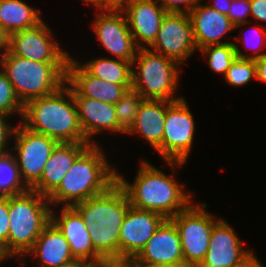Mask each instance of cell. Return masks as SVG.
I'll return each mask as SVG.
<instances>
[{
	"instance_id": "6",
	"label": "cell",
	"mask_w": 266,
	"mask_h": 267,
	"mask_svg": "<svg viewBox=\"0 0 266 267\" xmlns=\"http://www.w3.org/2000/svg\"><path fill=\"white\" fill-rule=\"evenodd\" d=\"M180 66L177 61L149 48H138L132 61L131 89L144 99L181 100L183 97L174 95L179 85Z\"/></svg>"
},
{
	"instance_id": "19",
	"label": "cell",
	"mask_w": 266,
	"mask_h": 267,
	"mask_svg": "<svg viewBox=\"0 0 266 267\" xmlns=\"http://www.w3.org/2000/svg\"><path fill=\"white\" fill-rule=\"evenodd\" d=\"M78 120L86 141L98 144L93 136L109 131L126 134L117 124L115 104H109L86 96H73ZM92 139V140H91Z\"/></svg>"
},
{
	"instance_id": "33",
	"label": "cell",
	"mask_w": 266,
	"mask_h": 267,
	"mask_svg": "<svg viewBox=\"0 0 266 267\" xmlns=\"http://www.w3.org/2000/svg\"><path fill=\"white\" fill-rule=\"evenodd\" d=\"M0 112L9 116L20 114L22 117L23 104L17 97L12 83L0 68Z\"/></svg>"
},
{
	"instance_id": "41",
	"label": "cell",
	"mask_w": 266,
	"mask_h": 267,
	"mask_svg": "<svg viewBox=\"0 0 266 267\" xmlns=\"http://www.w3.org/2000/svg\"><path fill=\"white\" fill-rule=\"evenodd\" d=\"M212 3L208 4L215 10H218L220 13L225 15L228 14L232 0H210Z\"/></svg>"
},
{
	"instance_id": "1",
	"label": "cell",
	"mask_w": 266,
	"mask_h": 267,
	"mask_svg": "<svg viewBox=\"0 0 266 267\" xmlns=\"http://www.w3.org/2000/svg\"><path fill=\"white\" fill-rule=\"evenodd\" d=\"M135 179L128 182L116 171V181L125 191L131 206L161 214L170 219L185 210L192 202V193L184 191L174 174L167 175L150 162L141 159Z\"/></svg>"
},
{
	"instance_id": "38",
	"label": "cell",
	"mask_w": 266,
	"mask_h": 267,
	"mask_svg": "<svg viewBox=\"0 0 266 267\" xmlns=\"http://www.w3.org/2000/svg\"><path fill=\"white\" fill-rule=\"evenodd\" d=\"M250 16L259 22H266V0H250Z\"/></svg>"
},
{
	"instance_id": "16",
	"label": "cell",
	"mask_w": 266,
	"mask_h": 267,
	"mask_svg": "<svg viewBox=\"0 0 266 267\" xmlns=\"http://www.w3.org/2000/svg\"><path fill=\"white\" fill-rule=\"evenodd\" d=\"M165 218L130 206L120 229L119 258H135Z\"/></svg>"
},
{
	"instance_id": "22",
	"label": "cell",
	"mask_w": 266,
	"mask_h": 267,
	"mask_svg": "<svg viewBox=\"0 0 266 267\" xmlns=\"http://www.w3.org/2000/svg\"><path fill=\"white\" fill-rule=\"evenodd\" d=\"M89 143H60L45 164L40 181L32 188L48 197L61 183L74 161L90 146Z\"/></svg>"
},
{
	"instance_id": "32",
	"label": "cell",
	"mask_w": 266,
	"mask_h": 267,
	"mask_svg": "<svg viewBox=\"0 0 266 267\" xmlns=\"http://www.w3.org/2000/svg\"><path fill=\"white\" fill-rule=\"evenodd\" d=\"M251 28H252V31L255 32V33H253L254 35H252L250 32V34L252 35L251 37H250V34H249V37H248V35L244 34L245 38H241L240 35H239V37L235 36L234 38H235V40L237 39V41H239V42L242 41L243 44L246 45L247 47H249L250 49H255V52H253L251 54H244V53H242V50H240L239 45H237L235 42H233L236 56L238 58L256 60V59H259V58L266 55V52L259 53L260 49H263L266 47V25L265 26H263L261 24L258 26L255 25ZM253 36H254V38H253Z\"/></svg>"
},
{
	"instance_id": "47",
	"label": "cell",
	"mask_w": 266,
	"mask_h": 267,
	"mask_svg": "<svg viewBox=\"0 0 266 267\" xmlns=\"http://www.w3.org/2000/svg\"><path fill=\"white\" fill-rule=\"evenodd\" d=\"M87 5L91 4L94 7L96 6L97 9H105L108 8L102 0H83Z\"/></svg>"
},
{
	"instance_id": "20",
	"label": "cell",
	"mask_w": 266,
	"mask_h": 267,
	"mask_svg": "<svg viewBox=\"0 0 266 267\" xmlns=\"http://www.w3.org/2000/svg\"><path fill=\"white\" fill-rule=\"evenodd\" d=\"M55 210L56 209L52 207L51 221L58 227L65 239L69 242L73 257L84 260L101 258L94 249L90 233L80 213L74 207L62 206L59 213H55Z\"/></svg>"
},
{
	"instance_id": "7",
	"label": "cell",
	"mask_w": 266,
	"mask_h": 267,
	"mask_svg": "<svg viewBox=\"0 0 266 267\" xmlns=\"http://www.w3.org/2000/svg\"><path fill=\"white\" fill-rule=\"evenodd\" d=\"M162 145L156 150L162 159L176 171L187 163L195 134L194 117L185 98L167 101Z\"/></svg>"
},
{
	"instance_id": "46",
	"label": "cell",
	"mask_w": 266,
	"mask_h": 267,
	"mask_svg": "<svg viewBox=\"0 0 266 267\" xmlns=\"http://www.w3.org/2000/svg\"><path fill=\"white\" fill-rule=\"evenodd\" d=\"M107 7L119 8L127 0H102Z\"/></svg>"
},
{
	"instance_id": "12",
	"label": "cell",
	"mask_w": 266,
	"mask_h": 267,
	"mask_svg": "<svg viewBox=\"0 0 266 267\" xmlns=\"http://www.w3.org/2000/svg\"><path fill=\"white\" fill-rule=\"evenodd\" d=\"M47 25L42 21L33 28L12 33L8 36L7 50L38 62H67L70 54L54 40L53 30Z\"/></svg>"
},
{
	"instance_id": "28",
	"label": "cell",
	"mask_w": 266,
	"mask_h": 267,
	"mask_svg": "<svg viewBox=\"0 0 266 267\" xmlns=\"http://www.w3.org/2000/svg\"><path fill=\"white\" fill-rule=\"evenodd\" d=\"M95 251L101 257L119 258V235L121 226L99 225L91 222L87 225Z\"/></svg>"
},
{
	"instance_id": "44",
	"label": "cell",
	"mask_w": 266,
	"mask_h": 267,
	"mask_svg": "<svg viewBox=\"0 0 266 267\" xmlns=\"http://www.w3.org/2000/svg\"><path fill=\"white\" fill-rule=\"evenodd\" d=\"M255 255L256 254L240 267H264V264H261L260 260Z\"/></svg>"
},
{
	"instance_id": "35",
	"label": "cell",
	"mask_w": 266,
	"mask_h": 267,
	"mask_svg": "<svg viewBox=\"0 0 266 267\" xmlns=\"http://www.w3.org/2000/svg\"><path fill=\"white\" fill-rule=\"evenodd\" d=\"M7 118L10 120L9 115L0 112V155L11 151L8 143L12 142L10 140H12L16 128L8 123Z\"/></svg>"
},
{
	"instance_id": "42",
	"label": "cell",
	"mask_w": 266,
	"mask_h": 267,
	"mask_svg": "<svg viewBox=\"0 0 266 267\" xmlns=\"http://www.w3.org/2000/svg\"><path fill=\"white\" fill-rule=\"evenodd\" d=\"M81 267H108V258L101 257L95 260L81 259Z\"/></svg>"
},
{
	"instance_id": "23",
	"label": "cell",
	"mask_w": 266,
	"mask_h": 267,
	"mask_svg": "<svg viewBox=\"0 0 266 267\" xmlns=\"http://www.w3.org/2000/svg\"><path fill=\"white\" fill-rule=\"evenodd\" d=\"M167 112V100L145 99L137 113L134 125L126 134H139L157 150L162 145Z\"/></svg>"
},
{
	"instance_id": "10",
	"label": "cell",
	"mask_w": 266,
	"mask_h": 267,
	"mask_svg": "<svg viewBox=\"0 0 266 267\" xmlns=\"http://www.w3.org/2000/svg\"><path fill=\"white\" fill-rule=\"evenodd\" d=\"M155 53L177 61L180 65L196 49L194 26L188 13L167 12L154 43L149 47Z\"/></svg>"
},
{
	"instance_id": "43",
	"label": "cell",
	"mask_w": 266,
	"mask_h": 267,
	"mask_svg": "<svg viewBox=\"0 0 266 267\" xmlns=\"http://www.w3.org/2000/svg\"><path fill=\"white\" fill-rule=\"evenodd\" d=\"M8 35L4 32L0 25V56L7 50Z\"/></svg>"
},
{
	"instance_id": "3",
	"label": "cell",
	"mask_w": 266,
	"mask_h": 267,
	"mask_svg": "<svg viewBox=\"0 0 266 267\" xmlns=\"http://www.w3.org/2000/svg\"><path fill=\"white\" fill-rule=\"evenodd\" d=\"M99 145L91 144L74 161L59 186L47 197L51 206L61 203L60 206L73 207L104 193L116 182L117 169L107 161Z\"/></svg>"
},
{
	"instance_id": "14",
	"label": "cell",
	"mask_w": 266,
	"mask_h": 267,
	"mask_svg": "<svg viewBox=\"0 0 266 267\" xmlns=\"http://www.w3.org/2000/svg\"><path fill=\"white\" fill-rule=\"evenodd\" d=\"M130 206L125 191L116 181L104 193L73 207L80 213L86 226L91 222H97L99 225L122 226Z\"/></svg>"
},
{
	"instance_id": "24",
	"label": "cell",
	"mask_w": 266,
	"mask_h": 267,
	"mask_svg": "<svg viewBox=\"0 0 266 267\" xmlns=\"http://www.w3.org/2000/svg\"><path fill=\"white\" fill-rule=\"evenodd\" d=\"M29 255L38 259L40 265L37 267H58L74 258L69 242L52 221L44 228L25 257Z\"/></svg>"
},
{
	"instance_id": "18",
	"label": "cell",
	"mask_w": 266,
	"mask_h": 267,
	"mask_svg": "<svg viewBox=\"0 0 266 267\" xmlns=\"http://www.w3.org/2000/svg\"><path fill=\"white\" fill-rule=\"evenodd\" d=\"M138 263L184 266L180 237L175 224L165 219L134 258Z\"/></svg>"
},
{
	"instance_id": "49",
	"label": "cell",
	"mask_w": 266,
	"mask_h": 267,
	"mask_svg": "<svg viewBox=\"0 0 266 267\" xmlns=\"http://www.w3.org/2000/svg\"><path fill=\"white\" fill-rule=\"evenodd\" d=\"M8 258L9 257L4 252L3 247L0 245V263L2 264V262H4L5 260H8Z\"/></svg>"
},
{
	"instance_id": "9",
	"label": "cell",
	"mask_w": 266,
	"mask_h": 267,
	"mask_svg": "<svg viewBox=\"0 0 266 267\" xmlns=\"http://www.w3.org/2000/svg\"><path fill=\"white\" fill-rule=\"evenodd\" d=\"M11 152L15 156L21 178L32 189L41 178L45 164L59 144L52 138L26 129L20 123L16 126Z\"/></svg>"
},
{
	"instance_id": "31",
	"label": "cell",
	"mask_w": 266,
	"mask_h": 267,
	"mask_svg": "<svg viewBox=\"0 0 266 267\" xmlns=\"http://www.w3.org/2000/svg\"><path fill=\"white\" fill-rule=\"evenodd\" d=\"M224 79L233 87L247 85L252 79H256L255 60L238 58L228 68Z\"/></svg>"
},
{
	"instance_id": "27",
	"label": "cell",
	"mask_w": 266,
	"mask_h": 267,
	"mask_svg": "<svg viewBox=\"0 0 266 267\" xmlns=\"http://www.w3.org/2000/svg\"><path fill=\"white\" fill-rule=\"evenodd\" d=\"M29 188L23 182L15 156L12 152L0 155V198L22 194Z\"/></svg>"
},
{
	"instance_id": "15",
	"label": "cell",
	"mask_w": 266,
	"mask_h": 267,
	"mask_svg": "<svg viewBox=\"0 0 266 267\" xmlns=\"http://www.w3.org/2000/svg\"><path fill=\"white\" fill-rule=\"evenodd\" d=\"M138 48H149L157 38L166 11L157 0H127L120 7Z\"/></svg>"
},
{
	"instance_id": "17",
	"label": "cell",
	"mask_w": 266,
	"mask_h": 267,
	"mask_svg": "<svg viewBox=\"0 0 266 267\" xmlns=\"http://www.w3.org/2000/svg\"><path fill=\"white\" fill-rule=\"evenodd\" d=\"M70 55L67 61L66 83L73 96H86L109 104H116L132 84H114L91 75Z\"/></svg>"
},
{
	"instance_id": "25",
	"label": "cell",
	"mask_w": 266,
	"mask_h": 267,
	"mask_svg": "<svg viewBox=\"0 0 266 267\" xmlns=\"http://www.w3.org/2000/svg\"><path fill=\"white\" fill-rule=\"evenodd\" d=\"M38 9L22 0H0V25L9 36L14 32L30 29L43 21Z\"/></svg>"
},
{
	"instance_id": "30",
	"label": "cell",
	"mask_w": 266,
	"mask_h": 267,
	"mask_svg": "<svg viewBox=\"0 0 266 267\" xmlns=\"http://www.w3.org/2000/svg\"><path fill=\"white\" fill-rule=\"evenodd\" d=\"M200 51L206 56L210 70L223 75V77L237 57L233 42L209 45L201 48Z\"/></svg>"
},
{
	"instance_id": "36",
	"label": "cell",
	"mask_w": 266,
	"mask_h": 267,
	"mask_svg": "<svg viewBox=\"0 0 266 267\" xmlns=\"http://www.w3.org/2000/svg\"><path fill=\"white\" fill-rule=\"evenodd\" d=\"M201 1L203 0H157L166 12L175 13H189Z\"/></svg>"
},
{
	"instance_id": "39",
	"label": "cell",
	"mask_w": 266,
	"mask_h": 267,
	"mask_svg": "<svg viewBox=\"0 0 266 267\" xmlns=\"http://www.w3.org/2000/svg\"><path fill=\"white\" fill-rule=\"evenodd\" d=\"M108 267H138L134 258H108Z\"/></svg>"
},
{
	"instance_id": "37",
	"label": "cell",
	"mask_w": 266,
	"mask_h": 267,
	"mask_svg": "<svg viewBox=\"0 0 266 267\" xmlns=\"http://www.w3.org/2000/svg\"><path fill=\"white\" fill-rule=\"evenodd\" d=\"M8 198H0V245L8 241L9 234Z\"/></svg>"
},
{
	"instance_id": "5",
	"label": "cell",
	"mask_w": 266,
	"mask_h": 267,
	"mask_svg": "<svg viewBox=\"0 0 266 267\" xmlns=\"http://www.w3.org/2000/svg\"><path fill=\"white\" fill-rule=\"evenodd\" d=\"M0 68L23 105L55 92L66 83L67 62H38L6 50L0 56Z\"/></svg>"
},
{
	"instance_id": "8",
	"label": "cell",
	"mask_w": 266,
	"mask_h": 267,
	"mask_svg": "<svg viewBox=\"0 0 266 267\" xmlns=\"http://www.w3.org/2000/svg\"><path fill=\"white\" fill-rule=\"evenodd\" d=\"M206 207V203L193 202L170 218L179 233L184 267H198L201 264L208 250L212 228L220 219L208 212Z\"/></svg>"
},
{
	"instance_id": "26",
	"label": "cell",
	"mask_w": 266,
	"mask_h": 267,
	"mask_svg": "<svg viewBox=\"0 0 266 267\" xmlns=\"http://www.w3.org/2000/svg\"><path fill=\"white\" fill-rule=\"evenodd\" d=\"M91 75L114 84H132V63L100 57L80 63Z\"/></svg>"
},
{
	"instance_id": "40",
	"label": "cell",
	"mask_w": 266,
	"mask_h": 267,
	"mask_svg": "<svg viewBox=\"0 0 266 267\" xmlns=\"http://www.w3.org/2000/svg\"><path fill=\"white\" fill-rule=\"evenodd\" d=\"M255 74V80L266 83V55L255 60Z\"/></svg>"
},
{
	"instance_id": "29",
	"label": "cell",
	"mask_w": 266,
	"mask_h": 267,
	"mask_svg": "<svg viewBox=\"0 0 266 267\" xmlns=\"http://www.w3.org/2000/svg\"><path fill=\"white\" fill-rule=\"evenodd\" d=\"M144 100L137 91L129 89L115 104L117 124L125 133L134 125L137 113Z\"/></svg>"
},
{
	"instance_id": "48",
	"label": "cell",
	"mask_w": 266,
	"mask_h": 267,
	"mask_svg": "<svg viewBox=\"0 0 266 267\" xmlns=\"http://www.w3.org/2000/svg\"><path fill=\"white\" fill-rule=\"evenodd\" d=\"M138 267H184V266H172V265H159V264L138 263Z\"/></svg>"
},
{
	"instance_id": "34",
	"label": "cell",
	"mask_w": 266,
	"mask_h": 267,
	"mask_svg": "<svg viewBox=\"0 0 266 267\" xmlns=\"http://www.w3.org/2000/svg\"><path fill=\"white\" fill-rule=\"evenodd\" d=\"M250 0H232L227 16L229 17L235 29L245 27L249 22L247 17L250 15Z\"/></svg>"
},
{
	"instance_id": "2",
	"label": "cell",
	"mask_w": 266,
	"mask_h": 267,
	"mask_svg": "<svg viewBox=\"0 0 266 267\" xmlns=\"http://www.w3.org/2000/svg\"><path fill=\"white\" fill-rule=\"evenodd\" d=\"M19 123L60 143H88L78 120L72 89L65 83L55 92L23 105Z\"/></svg>"
},
{
	"instance_id": "21",
	"label": "cell",
	"mask_w": 266,
	"mask_h": 267,
	"mask_svg": "<svg viewBox=\"0 0 266 267\" xmlns=\"http://www.w3.org/2000/svg\"><path fill=\"white\" fill-rule=\"evenodd\" d=\"M194 26L196 49L209 45L226 44L232 41H221L225 34L234 31L235 26L229 17L208 4L199 3L189 13Z\"/></svg>"
},
{
	"instance_id": "4",
	"label": "cell",
	"mask_w": 266,
	"mask_h": 267,
	"mask_svg": "<svg viewBox=\"0 0 266 267\" xmlns=\"http://www.w3.org/2000/svg\"><path fill=\"white\" fill-rule=\"evenodd\" d=\"M51 207L46 196L32 189L8 198L9 234L2 247L10 259L16 257L25 264L26 254L51 222Z\"/></svg>"
},
{
	"instance_id": "13",
	"label": "cell",
	"mask_w": 266,
	"mask_h": 267,
	"mask_svg": "<svg viewBox=\"0 0 266 267\" xmlns=\"http://www.w3.org/2000/svg\"><path fill=\"white\" fill-rule=\"evenodd\" d=\"M237 232L220 218L213 226L207 253L198 267H240L254 252L245 249Z\"/></svg>"
},
{
	"instance_id": "45",
	"label": "cell",
	"mask_w": 266,
	"mask_h": 267,
	"mask_svg": "<svg viewBox=\"0 0 266 267\" xmlns=\"http://www.w3.org/2000/svg\"><path fill=\"white\" fill-rule=\"evenodd\" d=\"M58 267H81V259L80 258H73Z\"/></svg>"
},
{
	"instance_id": "11",
	"label": "cell",
	"mask_w": 266,
	"mask_h": 267,
	"mask_svg": "<svg viewBox=\"0 0 266 267\" xmlns=\"http://www.w3.org/2000/svg\"><path fill=\"white\" fill-rule=\"evenodd\" d=\"M94 16L96 17L91 28L104 49L117 59L132 63L138 47L135 45L126 17L120 8L99 9Z\"/></svg>"
}]
</instances>
